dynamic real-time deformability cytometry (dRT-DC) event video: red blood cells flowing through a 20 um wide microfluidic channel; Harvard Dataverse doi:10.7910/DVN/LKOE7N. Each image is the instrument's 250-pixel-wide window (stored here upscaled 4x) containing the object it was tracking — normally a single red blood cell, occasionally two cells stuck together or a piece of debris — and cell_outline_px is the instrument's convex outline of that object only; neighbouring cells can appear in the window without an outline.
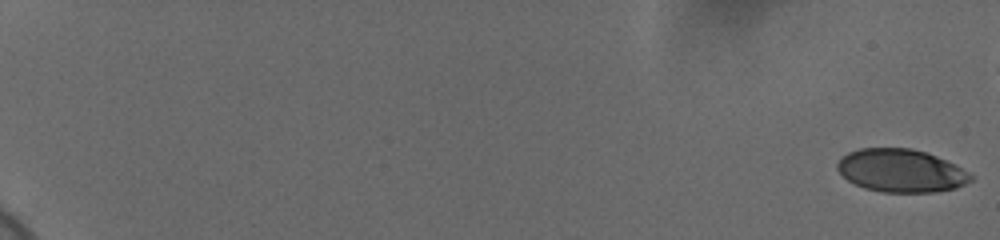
{"species": "human", "species_latin": "Homo sapiens", "temperature_condition": "cold", "stored_images_in_passage": 57, "camera_frame_rate_fps": 3000, "um_per_image_px": 0.085, "donor": {"sex": "female"}, "frame": {"image": 1, "passage_image": 1, "time_ms": 0.0, "image_size_px": [1000, 240], "cell_outline_px": [[972, 180], [956, 188], [936, 192], [880, 192], [864, 188], [848, 180], [836, 168], [836, 164], [848, 152], [860, 148], [912, 148], [936, 156], [960, 168], [972, 176]], "centroid_in_image_um": [76.55, 14.51], "position_along_channel_um": 8.4, "area_um2": 33.06}}
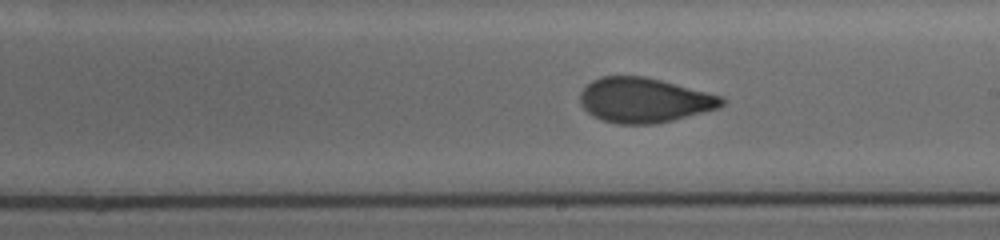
{"frame": {"image": 2, "passage_image": 38, "time_ms": 12.333, "image_size_px": [1000, 240], "cell_outline_px": [[728, 100], [720, 108], [656, 124], [616, 124], [592, 116], [580, 104], [580, 92], [592, 80], [600, 76], [644, 76], [724, 96]], "centroid_in_image_um": [54.78, 8.52], "position_along_channel_um": 234.2, "area_um2": 37.17}}
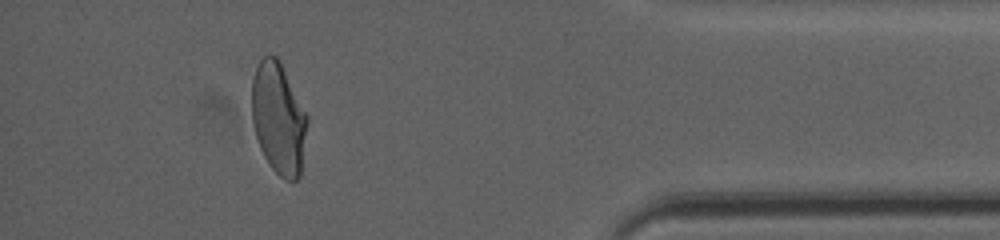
{"frame": {"image": 3, "passage_image": 55, "time_ms": 18.0, "image_size_px": [1000, 240], "cell_outline_px": [[308, 120], [300, 176], [296, 180], [284, 180], [268, 164], [260, 148], [256, 136], [252, 120], [252, 80], [256, 68], [260, 60], [264, 56], [276, 56], [280, 60], [308, 116]], "centroid_in_image_um": [23.68, 10.07], "position_along_channel_um": 411.5, "area_um2": 36.01}}